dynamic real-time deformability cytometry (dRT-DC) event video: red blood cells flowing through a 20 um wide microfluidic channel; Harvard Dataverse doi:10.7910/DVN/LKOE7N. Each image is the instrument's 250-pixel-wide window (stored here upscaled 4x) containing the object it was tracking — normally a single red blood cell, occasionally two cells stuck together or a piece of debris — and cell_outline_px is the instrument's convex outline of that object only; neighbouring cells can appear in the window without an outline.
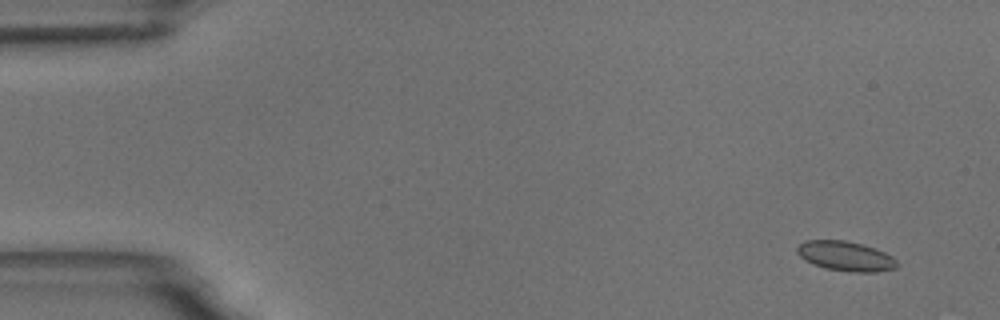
{"species": "common noctule bat (a hibernating species)", "species_latin": "Nyctalus noctula", "temperature_condition": "room temperature", "stored_images_in_passage": 7, "camera_frame_rate_fps": 3000, "um_per_image_px": 0.085, "animal": {"sex": "male", "body_mass_g": 18.8}, "frame": {"image": 1, "passage_image": 1, "time_ms": 0.0, "image_size_px": [1000, 320], "cell_outline_px": [[900, 264], [896, 268], [876, 272], [852, 272], [824, 268], [812, 264], [804, 260], [796, 252], [796, 248], [804, 240], [844, 240], [864, 244], [876, 248], [892, 256]], "centroid_in_image_um": [71.88, 21.77], "position_along_channel_um": 13.1, "area_um2": 17.57}}
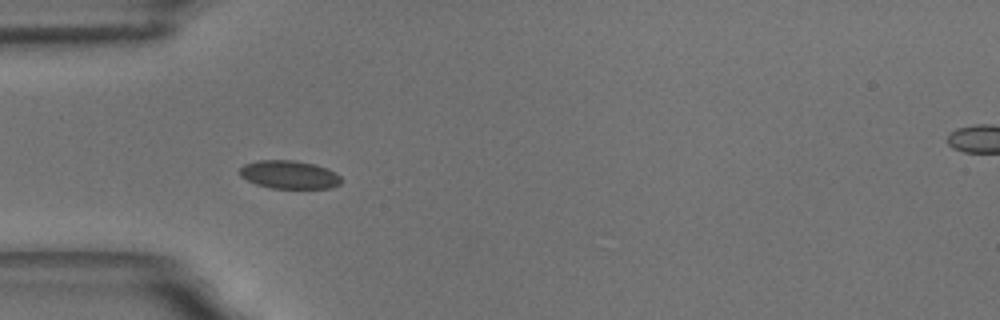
{"frame": {"image": 2, "passage_image": 5, "time_ms": 4.667, "image_size_px": [1000, 320], "cell_outline_px": [[344, 180], [340, 184], [332, 188], [272, 188], [256, 184], [240, 176], [240, 168], [244, 164], [256, 160], [292, 160], [316, 164], [328, 168], [336, 172]], "centroid_in_image_um": [24.63, 14.84], "position_along_channel_um": 60.4, "area_um2": 16.88}}
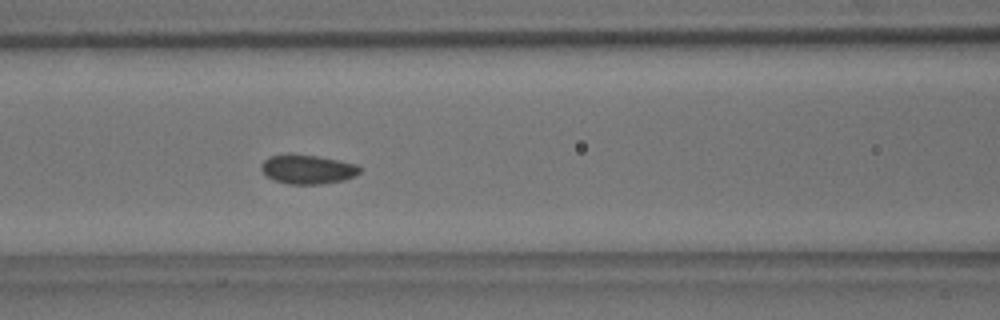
{"frame": {"image": 3, "passage_image": 7, "time_ms": 7.0, "image_size_px": [1000, 320], "cell_outline_px": [[360, 172], [344, 180], [320, 184], [288, 184], [276, 180], [268, 176], [260, 168], [260, 164], [268, 156], [288, 152], [316, 156], [356, 164], [360, 168]], "centroid_in_image_um": [26.08, 14.36], "position_along_channel_um": 140.5, "area_um2": 16.76}}